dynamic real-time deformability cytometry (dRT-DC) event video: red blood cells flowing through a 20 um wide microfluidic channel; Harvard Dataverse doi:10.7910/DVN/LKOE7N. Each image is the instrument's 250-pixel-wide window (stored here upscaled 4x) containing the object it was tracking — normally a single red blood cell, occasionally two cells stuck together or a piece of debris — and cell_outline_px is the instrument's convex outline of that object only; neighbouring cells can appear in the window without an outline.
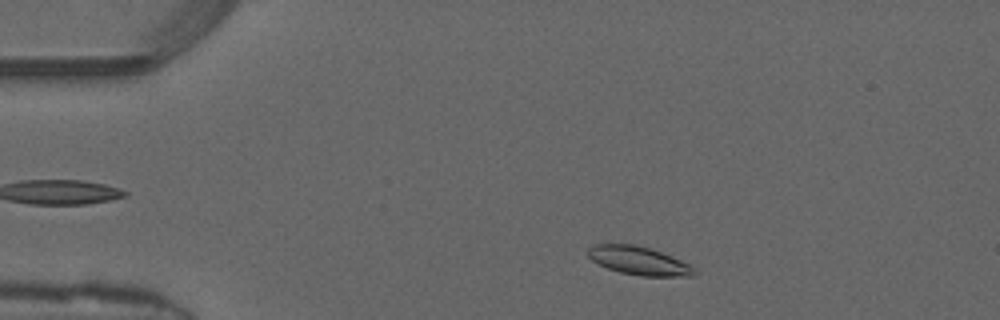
{"species": "common noctule bat (a hibernating species)", "species_latin": "Nyctalus noctula", "temperature_condition": "warm", "stored_images_in_passage": 46, "camera_frame_rate_fps": 3000, "um_per_image_px": 0.085, "animal": {"sex": "male", "forearm_length_mm": 52.5}, "frame": {"image": 1, "passage_image": 6, "time_ms": 1.667, "image_size_px": [1000, 320], "cell_outline_px": [[688, 272], [672, 276], [644, 276], [624, 272], [608, 268], [592, 260], [588, 256], [588, 252], [592, 248], [600, 244], [628, 244], [648, 248], [660, 252], [684, 264]], "centroid_in_image_um": [54.07, 22.12], "position_along_channel_um": 30.9, "area_um2": 15.78}}
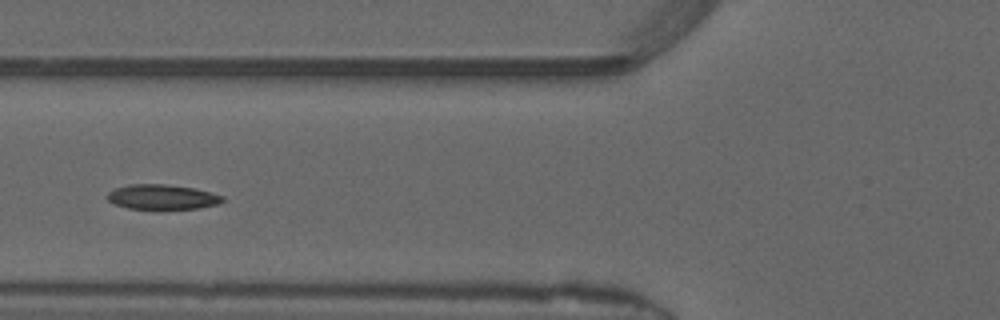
{"frame": {"image": 2, "passage_image": 16, "time_ms": 5.0, "image_size_px": [1000, 320], "cell_outline_px": [[220, 200], [216, 204], [196, 208], [132, 208], [116, 204], [108, 200], [108, 196], [112, 192], [120, 188], [136, 184], [160, 184], [192, 188], [208, 192], [220, 196]], "centroid_in_image_um": [13.77, 16.74], "position_along_channel_um": 112.0, "area_um2": 15.49}}
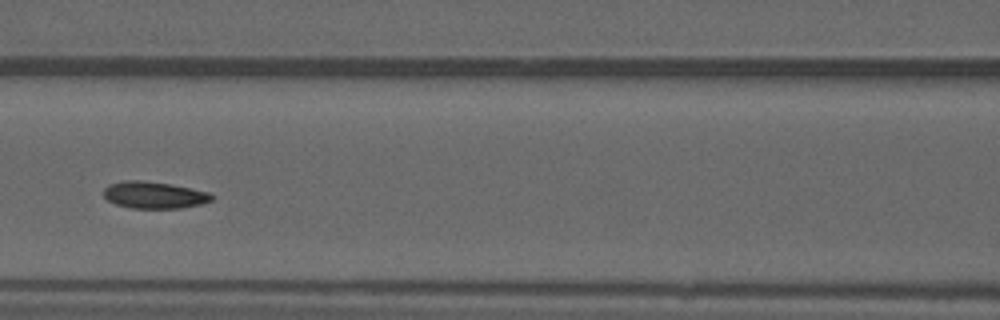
{"frame": {"image": 3, "passage_image": 19, "time_ms": 6.0, "image_size_px": [1000, 320], "cell_outline_px": [[212, 200], [196, 204], [176, 208], [136, 208], [116, 204], [108, 200], [104, 196], [104, 188], [112, 184], [168, 184], [188, 188], [204, 192], [212, 196]], "centroid_in_image_um": [13.11, 16.64], "position_along_channel_um": 153.5, "area_um2": 15.14}, "authors_computed_cell_mechanics": {"area_um2": 15.2592, "velocity_mm_per_s": 4.137, "shape_relaxation_time_tau1_ms": 5.5524, "shape_relaxation_time_tau2_ms": 2.4121, "deformation_change_tau1": 0.1591, "deformation_change_tau2": 0.0837}}